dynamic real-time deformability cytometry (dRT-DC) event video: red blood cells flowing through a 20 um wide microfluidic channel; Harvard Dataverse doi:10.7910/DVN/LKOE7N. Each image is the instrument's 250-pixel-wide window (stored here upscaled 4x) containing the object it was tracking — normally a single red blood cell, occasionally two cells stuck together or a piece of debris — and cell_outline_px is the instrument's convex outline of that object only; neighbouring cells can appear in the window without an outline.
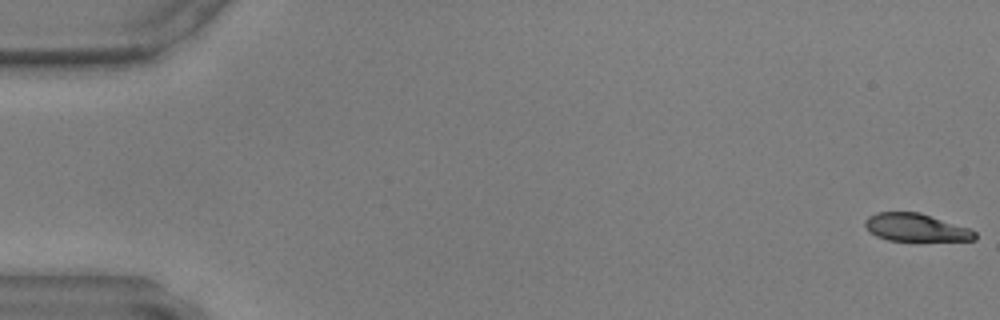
{"species": "common noctule bat (a hibernating species)", "species_latin": "Nyctalus noctula", "temperature_condition": "warm", "stored_images_in_passage": 49, "camera_frame_rate_fps": 3000, "um_per_image_px": 0.085, "animal": {"sex": "male", "body_mass_g": 17.9, "forearm_length_mm": 54.2}, "frame": {"image": 1, "passage_image": 1, "time_ms": 0.0, "image_size_px": [1000, 320], "cell_outline_px": [[976, 236], [968, 240], [900, 240], [884, 236], [876, 232], [888, 212], [908, 212], [924, 216]], "centroid_in_image_um": [78.08, 19.41], "position_along_channel_um": 6.9, "area_um2": 13.18}}
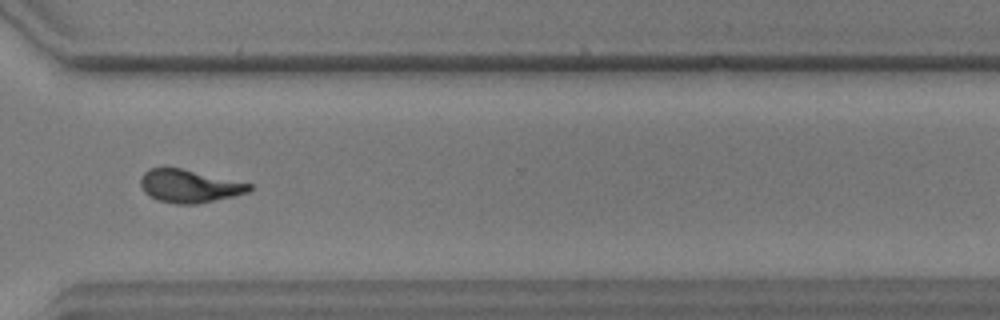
{"frame": {"image": 2, "passage_image": 36, "time_ms": 11.667, "image_size_px": [1000, 320], "cell_outline_px": [[248, 188], [236, 192], [200, 200], [172, 200], [156, 196], [152, 192], [164, 168], [172, 168], [248, 184]], "centroid_in_image_um": [16.42, 15.79], "position_along_channel_um": 354.2, "area_um2": 14.45}}
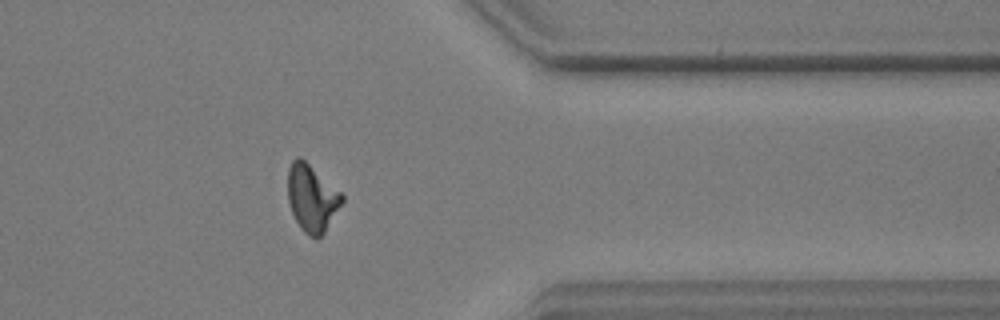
{"frame": {"image": 3, "passage_image": 39, "time_ms": 12.667, "image_size_px": [1000, 320], "cell_outline_px": [[340, 200], [320, 232], [316, 232], [292, 204], [292, 168], [296, 160], [300, 160], [340, 196]], "centroid_in_image_um": [26.55, 16.69], "position_along_channel_um": 384.8, "area_um2": 14.91}}